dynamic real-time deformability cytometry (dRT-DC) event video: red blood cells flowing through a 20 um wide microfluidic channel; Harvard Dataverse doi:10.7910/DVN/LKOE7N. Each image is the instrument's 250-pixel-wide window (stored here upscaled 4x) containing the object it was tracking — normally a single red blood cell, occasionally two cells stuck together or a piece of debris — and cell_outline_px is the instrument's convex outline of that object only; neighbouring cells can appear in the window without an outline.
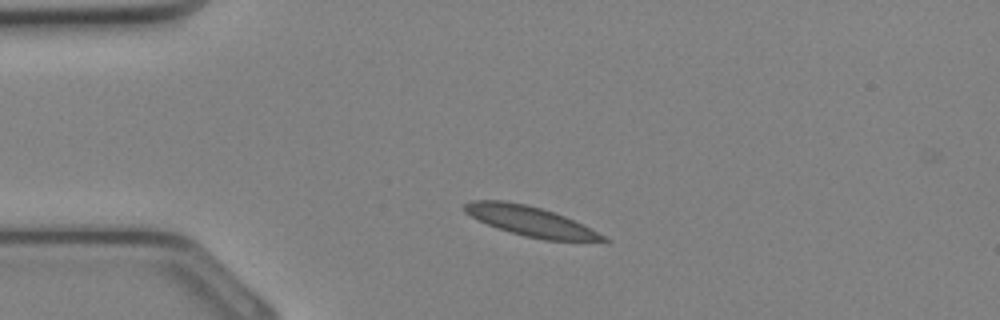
{"species": "Egyptian fruit bat (a non-hibernating species)", "species_latin": "Rousettus aegyptiacus", "temperature_condition": "cold", "stored_images_in_passage": 7, "camera_frame_rate_fps": 3000, "um_per_image_px": 0.085, "animal": {"sex": "female"}, "frame": {"image": 1, "passage_image": 4, "time_ms": 1.0, "image_size_px": [1000, 320], "cell_outline_px": [[612, 240], [608, 244], [544, 240], [524, 236], [496, 228], [464, 212], [464, 204], [472, 200], [504, 200], [524, 204], [540, 208], [564, 216]], "centroid_in_image_um": [45.19, 18.85], "position_along_channel_um": 39.8, "area_um2": 24.33}}